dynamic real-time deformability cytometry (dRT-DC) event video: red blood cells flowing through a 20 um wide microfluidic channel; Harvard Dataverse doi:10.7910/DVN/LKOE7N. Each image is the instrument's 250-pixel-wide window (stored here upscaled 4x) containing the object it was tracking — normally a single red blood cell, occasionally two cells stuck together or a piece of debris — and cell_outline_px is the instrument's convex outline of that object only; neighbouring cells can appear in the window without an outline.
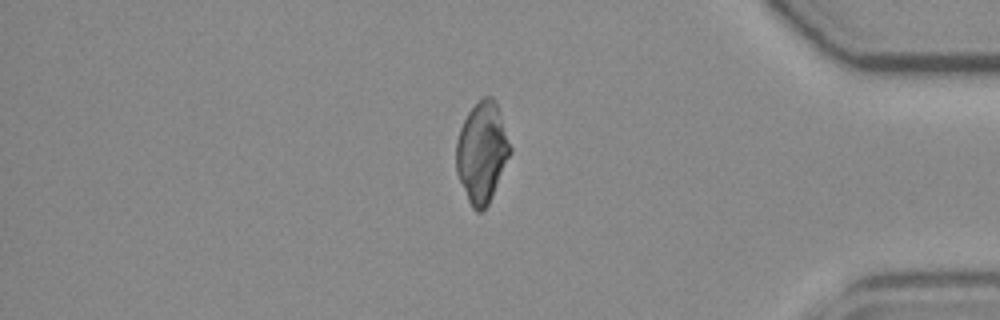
{"species": "common noctule bat (a hibernating species)", "species_latin": "Nyctalus noctula", "temperature_condition": "room temperature", "stored_images_in_passage": 52, "camera_frame_rate_fps": 3000, "um_per_image_px": 0.085, "animal": {"sex": "female", "body_mass_g": 19.3, "forearm_length_mm": 54.1}, "frame": {"image": 1, "passage_image": 44, "time_ms": 14.333, "image_size_px": [1000, 320], "cell_outline_px": [[512, 152], [492, 196], [488, 204], [480, 212], [476, 212], [472, 208], [468, 200], [456, 172], [456, 140], [460, 128], [468, 112], [484, 96], [492, 96], [500, 112], [512, 148]], "centroid_in_image_um": [40.97, 12.95], "position_along_channel_um": 394.2, "area_um2": 31.5}}
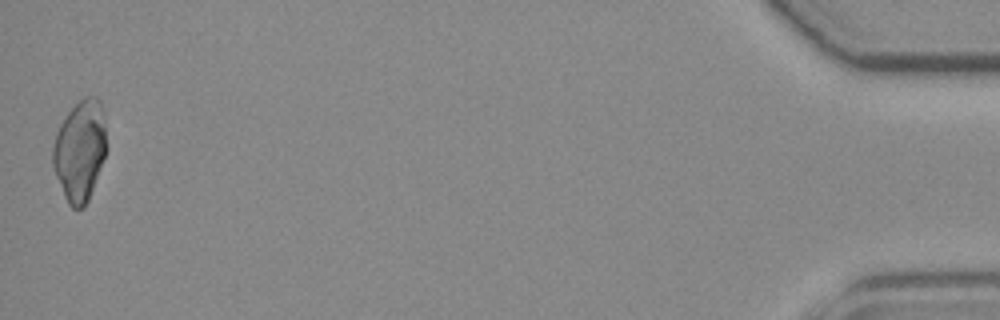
{"frame": {"image": 2, "passage_image": 52, "time_ms": 17.0, "image_size_px": [1000, 320], "cell_outline_px": [[108, 148], [88, 200], [84, 208], [72, 208], [68, 204], [64, 196], [56, 176], [52, 164], [52, 148], [56, 132], [60, 124], [68, 112], [84, 96], [96, 96], [100, 100], [104, 108], [108, 144]], "centroid_in_image_um": [6.82, 12.76], "position_along_channel_um": 428.4, "area_um2": 32.08}}